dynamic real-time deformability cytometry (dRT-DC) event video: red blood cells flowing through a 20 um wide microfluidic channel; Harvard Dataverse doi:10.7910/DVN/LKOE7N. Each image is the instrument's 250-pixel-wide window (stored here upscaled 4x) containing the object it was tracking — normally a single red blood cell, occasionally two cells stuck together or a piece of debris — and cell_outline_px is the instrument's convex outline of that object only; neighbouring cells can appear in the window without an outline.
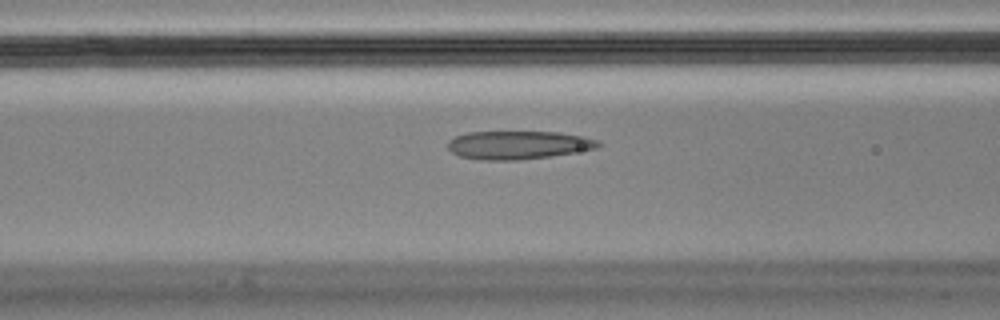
{"species": "Egyptian fruit bat (a non-hibernating species)", "species_latin": "Rousettus aegyptiacus", "temperature_condition": "cold", "stored_images_in_passage": 29, "camera_frame_rate_fps": 3000, "um_per_image_px": 0.085, "animal": {"sex": "male"}, "frame": {"image": 1, "passage_image": 13, "time_ms": 4.0, "image_size_px": [1000, 320], "cell_outline_px": [[600, 144], [596, 148], [552, 156], [516, 160], [484, 160], [460, 156], [452, 152], [448, 148], [448, 140], [456, 136], [468, 132], [560, 132], [584, 136], [600, 140]], "centroid_in_image_um": [44.06, 12.32], "position_along_channel_um": 122.5, "area_um2": 24.74}}
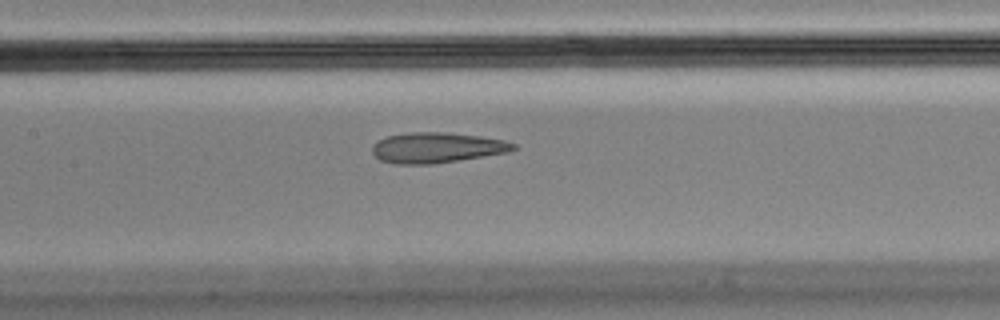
{"frame": {"image": 2, "passage_image": 17, "time_ms": 5.333, "image_size_px": [1000, 320], "cell_outline_px": [[516, 148], [508, 152], [460, 160], [432, 164], [396, 164], [380, 160], [372, 152], [372, 144], [376, 140], [388, 136], [412, 132], [444, 132], [480, 136], [504, 140], [516, 144]], "centroid_in_image_um": [37.11, 12.55], "position_along_channel_um": 170.3, "area_um2": 25.03}}